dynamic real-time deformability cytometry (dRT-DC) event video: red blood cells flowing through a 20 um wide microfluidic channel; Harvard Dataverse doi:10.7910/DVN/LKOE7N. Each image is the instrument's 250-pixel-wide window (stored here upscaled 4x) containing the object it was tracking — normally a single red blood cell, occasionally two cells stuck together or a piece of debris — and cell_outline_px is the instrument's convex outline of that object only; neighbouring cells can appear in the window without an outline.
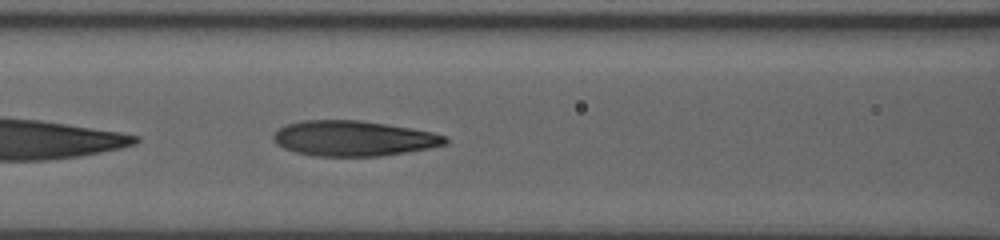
{"species": "human", "species_latin": "Homo sapiens", "temperature_condition": "room temperature", "stored_images_in_passage": 12, "camera_frame_rate_fps": 3000, "um_per_image_px": 0.085, "donor": {"sex": "male"}, "frame": {"image": 1, "passage_image": 12, "time_ms": 3.667, "image_size_px": [1000, 240], "cell_outline_px": [[448, 140], [444, 144], [428, 148], [380, 156], [312, 156], [296, 152], [284, 148], [276, 144], [272, 140], [272, 136], [280, 128], [288, 124], [300, 120], [360, 120], [412, 128], [432, 132], [448, 136]], "centroid_in_image_um": [30.02, 11.76], "position_along_channel_um": 136.6, "area_um2": 35.32}}